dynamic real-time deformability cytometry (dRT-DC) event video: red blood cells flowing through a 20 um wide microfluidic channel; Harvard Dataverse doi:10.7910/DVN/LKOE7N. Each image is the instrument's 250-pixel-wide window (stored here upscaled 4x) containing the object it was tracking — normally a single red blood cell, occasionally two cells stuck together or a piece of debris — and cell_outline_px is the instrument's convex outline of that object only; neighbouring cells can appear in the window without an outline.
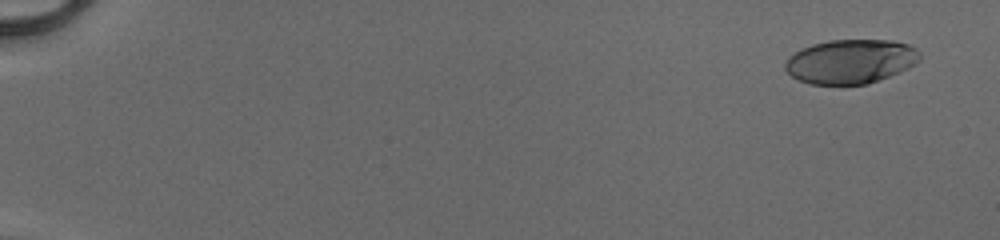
{"species": "human", "species_latin": "Homo sapiens", "temperature_condition": "cold", "stored_images_in_passage": 52, "camera_frame_rate_fps": 3000, "um_per_image_px": 0.085, "donor": {"sex": "male"}, "frame": {"image": 1, "passage_image": 3, "time_ms": 0.667, "image_size_px": [1000, 240], "cell_outline_px": [[920, 60], [908, 68], [900, 72], [868, 84], [808, 84], [792, 76], [784, 68], [784, 64], [788, 56], [800, 48], [812, 44], [828, 40], [892, 40], [908, 44], [916, 48], [920, 52]], "centroid_in_image_um": [72.29, 5.21], "position_along_channel_um": 12.7, "area_um2": 34.91}}
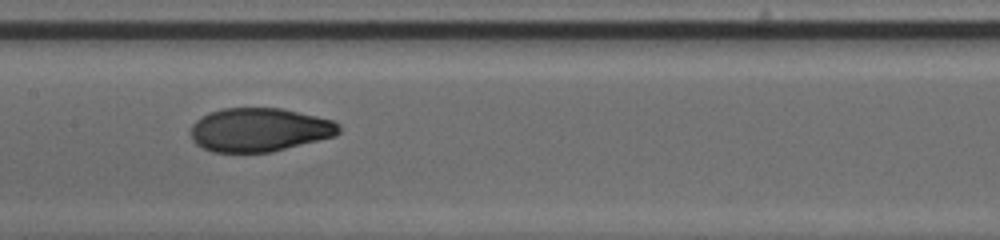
{"frame": {"image": 2, "passage_image": 29, "time_ms": 9.333, "image_size_px": [1000, 240], "cell_outline_px": [[340, 132], [336, 136], [272, 152], [212, 152], [196, 144], [192, 140], [192, 124], [200, 116], [208, 112], [220, 108], [280, 108], [316, 116], [332, 120], [340, 124]], "centroid_in_image_um": [22.05, 11.03], "position_along_channel_um": 185.4, "area_um2": 37.86}}
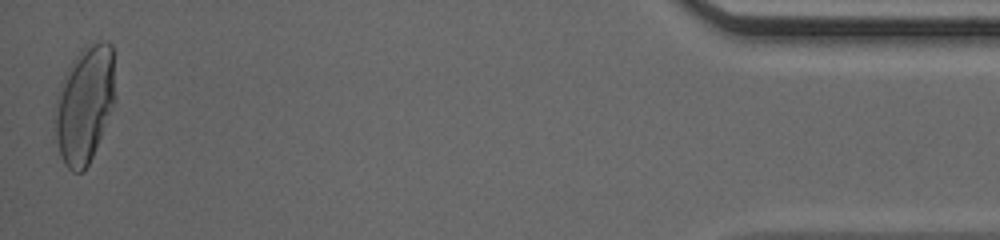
{"frame": {"image": 3, "passage_image": 52, "time_ms": 17.0, "image_size_px": [1000, 240], "cell_outline_px": [[116, 100], [92, 156], [84, 172], [72, 172], [64, 164], [60, 156], [56, 136], [56, 96], [64, 72], [80, 48], [100, 40], [104, 40], [112, 44], [116, 96]], "centroid_in_image_um": [7.21, 8.82], "position_along_channel_um": 428.0, "area_um2": 41.38}, "authors_computed_cell_mechanics": {"area_um2": 37.1943, "velocity_mm_per_s": 4.1307, "shape_relaxation_time_tau1_ms": 3.741, "shape_relaxation_time_tau2_ms": 0.9066, "deformation_change_tau1": 0.1998, "deformation_change_tau2": 0.0528}}